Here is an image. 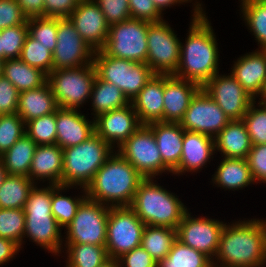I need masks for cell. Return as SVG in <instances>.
Here are the masks:
<instances>
[{"mask_svg": "<svg viewBox=\"0 0 266 267\" xmlns=\"http://www.w3.org/2000/svg\"><path fill=\"white\" fill-rule=\"evenodd\" d=\"M230 120H242L255 99L230 75H214L203 87Z\"/></svg>", "mask_w": 266, "mask_h": 267, "instance_id": "obj_17", "label": "cell"}, {"mask_svg": "<svg viewBox=\"0 0 266 267\" xmlns=\"http://www.w3.org/2000/svg\"><path fill=\"white\" fill-rule=\"evenodd\" d=\"M3 64H4V60L0 58V77L3 76Z\"/></svg>", "mask_w": 266, "mask_h": 267, "instance_id": "obj_58", "label": "cell"}, {"mask_svg": "<svg viewBox=\"0 0 266 267\" xmlns=\"http://www.w3.org/2000/svg\"><path fill=\"white\" fill-rule=\"evenodd\" d=\"M3 76L10 80L19 92L33 90L47 82V75L31 67L20 58L4 60Z\"/></svg>", "mask_w": 266, "mask_h": 267, "instance_id": "obj_30", "label": "cell"}, {"mask_svg": "<svg viewBox=\"0 0 266 267\" xmlns=\"http://www.w3.org/2000/svg\"><path fill=\"white\" fill-rule=\"evenodd\" d=\"M131 19L149 23L162 21L163 15L156 8L153 0H128Z\"/></svg>", "mask_w": 266, "mask_h": 267, "instance_id": "obj_48", "label": "cell"}, {"mask_svg": "<svg viewBox=\"0 0 266 267\" xmlns=\"http://www.w3.org/2000/svg\"><path fill=\"white\" fill-rule=\"evenodd\" d=\"M67 247L66 267H99L109 260L105 246L81 243H65Z\"/></svg>", "mask_w": 266, "mask_h": 267, "instance_id": "obj_36", "label": "cell"}, {"mask_svg": "<svg viewBox=\"0 0 266 267\" xmlns=\"http://www.w3.org/2000/svg\"><path fill=\"white\" fill-rule=\"evenodd\" d=\"M37 144L26 133L0 156L8 175H29Z\"/></svg>", "mask_w": 266, "mask_h": 267, "instance_id": "obj_31", "label": "cell"}, {"mask_svg": "<svg viewBox=\"0 0 266 267\" xmlns=\"http://www.w3.org/2000/svg\"><path fill=\"white\" fill-rule=\"evenodd\" d=\"M52 54V70H58L92 64L95 51L79 35L69 18H57V41Z\"/></svg>", "mask_w": 266, "mask_h": 267, "instance_id": "obj_14", "label": "cell"}, {"mask_svg": "<svg viewBox=\"0 0 266 267\" xmlns=\"http://www.w3.org/2000/svg\"><path fill=\"white\" fill-rule=\"evenodd\" d=\"M149 22L129 19L109 26L107 41L101 49L106 55L146 63Z\"/></svg>", "mask_w": 266, "mask_h": 267, "instance_id": "obj_9", "label": "cell"}, {"mask_svg": "<svg viewBox=\"0 0 266 267\" xmlns=\"http://www.w3.org/2000/svg\"><path fill=\"white\" fill-rule=\"evenodd\" d=\"M28 17L24 14L17 0H0V30L27 23Z\"/></svg>", "mask_w": 266, "mask_h": 267, "instance_id": "obj_47", "label": "cell"}, {"mask_svg": "<svg viewBox=\"0 0 266 267\" xmlns=\"http://www.w3.org/2000/svg\"><path fill=\"white\" fill-rule=\"evenodd\" d=\"M232 76L242 85L244 90L255 100L263 99L266 93V50L258 48L235 61Z\"/></svg>", "mask_w": 266, "mask_h": 267, "instance_id": "obj_20", "label": "cell"}, {"mask_svg": "<svg viewBox=\"0 0 266 267\" xmlns=\"http://www.w3.org/2000/svg\"><path fill=\"white\" fill-rule=\"evenodd\" d=\"M3 60L19 58L28 35V25L20 24L0 30Z\"/></svg>", "mask_w": 266, "mask_h": 267, "instance_id": "obj_45", "label": "cell"}, {"mask_svg": "<svg viewBox=\"0 0 266 267\" xmlns=\"http://www.w3.org/2000/svg\"><path fill=\"white\" fill-rule=\"evenodd\" d=\"M58 108L55 96L47 82L39 88L19 94L17 114L25 124L38 117L56 112Z\"/></svg>", "mask_w": 266, "mask_h": 267, "instance_id": "obj_28", "label": "cell"}, {"mask_svg": "<svg viewBox=\"0 0 266 267\" xmlns=\"http://www.w3.org/2000/svg\"><path fill=\"white\" fill-rule=\"evenodd\" d=\"M255 104L256 101L249 106L242 121L250 136L252 145L266 144V102L259 101L257 108Z\"/></svg>", "mask_w": 266, "mask_h": 267, "instance_id": "obj_41", "label": "cell"}, {"mask_svg": "<svg viewBox=\"0 0 266 267\" xmlns=\"http://www.w3.org/2000/svg\"><path fill=\"white\" fill-rule=\"evenodd\" d=\"M20 247L12 240L0 237V265L13 259Z\"/></svg>", "mask_w": 266, "mask_h": 267, "instance_id": "obj_54", "label": "cell"}, {"mask_svg": "<svg viewBox=\"0 0 266 267\" xmlns=\"http://www.w3.org/2000/svg\"><path fill=\"white\" fill-rule=\"evenodd\" d=\"M94 119L100 114L123 108L130 104L128 98L116 85L105 82L96 76L91 97Z\"/></svg>", "mask_w": 266, "mask_h": 267, "instance_id": "obj_32", "label": "cell"}, {"mask_svg": "<svg viewBox=\"0 0 266 267\" xmlns=\"http://www.w3.org/2000/svg\"><path fill=\"white\" fill-rule=\"evenodd\" d=\"M28 34L53 52L57 41V17H31L27 20Z\"/></svg>", "mask_w": 266, "mask_h": 267, "instance_id": "obj_43", "label": "cell"}, {"mask_svg": "<svg viewBox=\"0 0 266 267\" xmlns=\"http://www.w3.org/2000/svg\"><path fill=\"white\" fill-rule=\"evenodd\" d=\"M56 144L62 149L76 146L95 133V120L89 121L77 109L56 111Z\"/></svg>", "mask_w": 266, "mask_h": 267, "instance_id": "obj_22", "label": "cell"}, {"mask_svg": "<svg viewBox=\"0 0 266 267\" xmlns=\"http://www.w3.org/2000/svg\"><path fill=\"white\" fill-rule=\"evenodd\" d=\"M95 133L112 147H120L142 124L132 104L100 114L95 119Z\"/></svg>", "mask_w": 266, "mask_h": 267, "instance_id": "obj_19", "label": "cell"}, {"mask_svg": "<svg viewBox=\"0 0 266 267\" xmlns=\"http://www.w3.org/2000/svg\"><path fill=\"white\" fill-rule=\"evenodd\" d=\"M34 186L27 176L7 175L0 186V208L23 209Z\"/></svg>", "mask_w": 266, "mask_h": 267, "instance_id": "obj_34", "label": "cell"}, {"mask_svg": "<svg viewBox=\"0 0 266 267\" xmlns=\"http://www.w3.org/2000/svg\"><path fill=\"white\" fill-rule=\"evenodd\" d=\"M215 151L226 158L247 159L252 143L242 120H231L214 138Z\"/></svg>", "mask_w": 266, "mask_h": 267, "instance_id": "obj_27", "label": "cell"}, {"mask_svg": "<svg viewBox=\"0 0 266 267\" xmlns=\"http://www.w3.org/2000/svg\"><path fill=\"white\" fill-rule=\"evenodd\" d=\"M146 63L154 74L174 75L180 62L181 42L168 23H150L147 32Z\"/></svg>", "mask_w": 266, "mask_h": 267, "instance_id": "obj_13", "label": "cell"}, {"mask_svg": "<svg viewBox=\"0 0 266 267\" xmlns=\"http://www.w3.org/2000/svg\"><path fill=\"white\" fill-rule=\"evenodd\" d=\"M113 148L94 133L82 143L63 149L62 185L85 189L113 154Z\"/></svg>", "mask_w": 266, "mask_h": 267, "instance_id": "obj_6", "label": "cell"}, {"mask_svg": "<svg viewBox=\"0 0 266 267\" xmlns=\"http://www.w3.org/2000/svg\"><path fill=\"white\" fill-rule=\"evenodd\" d=\"M93 64L97 76L120 88L130 102L154 75L147 63L115 58L102 50L95 51Z\"/></svg>", "mask_w": 266, "mask_h": 267, "instance_id": "obj_7", "label": "cell"}, {"mask_svg": "<svg viewBox=\"0 0 266 267\" xmlns=\"http://www.w3.org/2000/svg\"><path fill=\"white\" fill-rule=\"evenodd\" d=\"M241 2L240 8L246 25L260 44L259 48L266 50V1L241 0Z\"/></svg>", "mask_w": 266, "mask_h": 267, "instance_id": "obj_38", "label": "cell"}, {"mask_svg": "<svg viewBox=\"0 0 266 267\" xmlns=\"http://www.w3.org/2000/svg\"><path fill=\"white\" fill-rule=\"evenodd\" d=\"M24 232V209L0 208V237L14 241L21 248Z\"/></svg>", "mask_w": 266, "mask_h": 267, "instance_id": "obj_40", "label": "cell"}, {"mask_svg": "<svg viewBox=\"0 0 266 267\" xmlns=\"http://www.w3.org/2000/svg\"><path fill=\"white\" fill-rule=\"evenodd\" d=\"M23 62L31 67H35L48 75L52 71L53 54L52 51L29 34L19 57Z\"/></svg>", "mask_w": 266, "mask_h": 267, "instance_id": "obj_39", "label": "cell"}, {"mask_svg": "<svg viewBox=\"0 0 266 267\" xmlns=\"http://www.w3.org/2000/svg\"><path fill=\"white\" fill-rule=\"evenodd\" d=\"M176 240V229L166 226L146 225L142 234L141 246L158 263L168 255Z\"/></svg>", "mask_w": 266, "mask_h": 267, "instance_id": "obj_33", "label": "cell"}, {"mask_svg": "<svg viewBox=\"0 0 266 267\" xmlns=\"http://www.w3.org/2000/svg\"><path fill=\"white\" fill-rule=\"evenodd\" d=\"M96 76V69L92 63L78 68L52 70L47 75V83L58 107L79 110L91 97Z\"/></svg>", "mask_w": 266, "mask_h": 267, "instance_id": "obj_8", "label": "cell"}, {"mask_svg": "<svg viewBox=\"0 0 266 267\" xmlns=\"http://www.w3.org/2000/svg\"><path fill=\"white\" fill-rule=\"evenodd\" d=\"M51 202L52 185L37 188L35 184L23 208L25 213L24 237H29L33 240L32 242L57 255L61 253L63 242L61 227L51 212Z\"/></svg>", "mask_w": 266, "mask_h": 267, "instance_id": "obj_5", "label": "cell"}, {"mask_svg": "<svg viewBox=\"0 0 266 267\" xmlns=\"http://www.w3.org/2000/svg\"><path fill=\"white\" fill-rule=\"evenodd\" d=\"M144 178L135 193L131 208L145 225L176 229L187 211L177 195Z\"/></svg>", "mask_w": 266, "mask_h": 267, "instance_id": "obj_4", "label": "cell"}, {"mask_svg": "<svg viewBox=\"0 0 266 267\" xmlns=\"http://www.w3.org/2000/svg\"><path fill=\"white\" fill-rule=\"evenodd\" d=\"M145 224L130 206L110 207L106 249L110 259H118L141 245Z\"/></svg>", "mask_w": 266, "mask_h": 267, "instance_id": "obj_10", "label": "cell"}, {"mask_svg": "<svg viewBox=\"0 0 266 267\" xmlns=\"http://www.w3.org/2000/svg\"><path fill=\"white\" fill-rule=\"evenodd\" d=\"M212 181L218 187L230 190H239L255 183L247 159L226 157L217 167Z\"/></svg>", "mask_w": 266, "mask_h": 267, "instance_id": "obj_29", "label": "cell"}, {"mask_svg": "<svg viewBox=\"0 0 266 267\" xmlns=\"http://www.w3.org/2000/svg\"><path fill=\"white\" fill-rule=\"evenodd\" d=\"M183 148L179 166L172 174L180 175L184 172H195L210 162L215 153L214 138L192 131L184 130Z\"/></svg>", "mask_w": 266, "mask_h": 267, "instance_id": "obj_23", "label": "cell"}, {"mask_svg": "<svg viewBox=\"0 0 266 267\" xmlns=\"http://www.w3.org/2000/svg\"><path fill=\"white\" fill-rule=\"evenodd\" d=\"M0 58L3 59V49L1 44V35H0Z\"/></svg>", "mask_w": 266, "mask_h": 267, "instance_id": "obj_59", "label": "cell"}, {"mask_svg": "<svg viewBox=\"0 0 266 267\" xmlns=\"http://www.w3.org/2000/svg\"><path fill=\"white\" fill-rule=\"evenodd\" d=\"M17 2L28 18L44 16V0H17Z\"/></svg>", "mask_w": 266, "mask_h": 267, "instance_id": "obj_53", "label": "cell"}, {"mask_svg": "<svg viewBox=\"0 0 266 267\" xmlns=\"http://www.w3.org/2000/svg\"><path fill=\"white\" fill-rule=\"evenodd\" d=\"M25 132L37 145L56 144V112L28 121Z\"/></svg>", "mask_w": 266, "mask_h": 267, "instance_id": "obj_42", "label": "cell"}, {"mask_svg": "<svg viewBox=\"0 0 266 267\" xmlns=\"http://www.w3.org/2000/svg\"><path fill=\"white\" fill-rule=\"evenodd\" d=\"M248 1H266V0H248Z\"/></svg>", "mask_w": 266, "mask_h": 267, "instance_id": "obj_60", "label": "cell"}, {"mask_svg": "<svg viewBox=\"0 0 266 267\" xmlns=\"http://www.w3.org/2000/svg\"><path fill=\"white\" fill-rule=\"evenodd\" d=\"M224 225L217 219L195 218L187 210L176 228L177 240L205 254L214 262Z\"/></svg>", "mask_w": 266, "mask_h": 267, "instance_id": "obj_16", "label": "cell"}, {"mask_svg": "<svg viewBox=\"0 0 266 267\" xmlns=\"http://www.w3.org/2000/svg\"><path fill=\"white\" fill-rule=\"evenodd\" d=\"M156 8L162 14L163 10L175 4L184 3V0H153Z\"/></svg>", "mask_w": 266, "mask_h": 267, "instance_id": "obj_55", "label": "cell"}, {"mask_svg": "<svg viewBox=\"0 0 266 267\" xmlns=\"http://www.w3.org/2000/svg\"><path fill=\"white\" fill-rule=\"evenodd\" d=\"M155 136L163 163L173 172L180 163L184 129L180 123L153 122L147 125Z\"/></svg>", "mask_w": 266, "mask_h": 267, "instance_id": "obj_26", "label": "cell"}, {"mask_svg": "<svg viewBox=\"0 0 266 267\" xmlns=\"http://www.w3.org/2000/svg\"><path fill=\"white\" fill-rule=\"evenodd\" d=\"M157 267H213V261L198 250L176 240Z\"/></svg>", "mask_w": 266, "mask_h": 267, "instance_id": "obj_35", "label": "cell"}, {"mask_svg": "<svg viewBox=\"0 0 266 267\" xmlns=\"http://www.w3.org/2000/svg\"><path fill=\"white\" fill-rule=\"evenodd\" d=\"M201 88L193 81L164 75L163 122L179 123L192 98Z\"/></svg>", "mask_w": 266, "mask_h": 267, "instance_id": "obj_21", "label": "cell"}, {"mask_svg": "<svg viewBox=\"0 0 266 267\" xmlns=\"http://www.w3.org/2000/svg\"><path fill=\"white\" fill-rule=\"evenodd\" d=\"M62 172L63 149L57 144L37 145L28 177L34 183L47 179L50 185H62Z\"/></svg>", "mask_w": 266, "mask_h": 267, "instance_id": "obj_25", "label": "cell"}, {"mask_svg": "<svg viewBox=\"0 0 266 267\" xmlns=\"http://www.w3.org/2000/svg\"><path fill=\"white\" fill-rule=\"evenodd\" d=\"M114 152L85 188L87 198L109 207L131 206L144 177L124 157Z\"/></svg>", "mask_w": 266, "mask_h": 267, "instance_id": "obj_3", "label": "cell"}, {"mask_svg": "<svg viewBox=\"0 0 266 267\" xmlns=\"http://www.w3.org/2000/svg\"><path fill=\"white\" fill-rule=\"evenodd\" d=\"M25 133V122L17 113L0 115V156Z\"/></svg>", "mask_w": 266, "mask_h": 267, "instance_id": "obj_44", "label": "cell"}, {"mask_svg": "<svg viewBox=\"0 0 266 267\" xmlns=\"http://www.w3.org/2000/svg\"><path fill=\"white\" fill-rule=\"evenodd\" d=\"M109 206L86 198L72 222L66 226V243L105 246Z\"/></svg>", "mask_w": 266, "mask_h": 267, "instance_id": "obj_12", "label": "cell"}, {"mask_svg": "<svg viewBox=\"0 0 266 267\" xmlns=\"http://www.w3.org/2000/svg\"><path fill=\"white\" fill-rule=\"evenodd\" d=\"M116 152L144 178H154L166 171L172 173L163 163L153 131L147 125H141Z\"/></svg>", "mask_w": 266, "mask_h": 267, "instance_id": "obj_11", "label": "cell"}, {"mask_svg": "<svg viewBox=\"0 0 266 267\" xmlns=\"http://www.w3.org/2000/svg\"><path fill=\"white\" fill-rule=\"evenodd\" d=\"M19 94L10 80L0 77V115L17 113Z\"/></svg>", "mask_w": 266, "mask_h": 267, "instance_id": "obj_49", "label": "cell"}, {"mask_svg": "<svg viewBox=\"0 0 266 267\" xmlns=\"http://www.w3.org/2000/svg\"><path fill=\"white\" fill-rule=\"evenodd\" d=\"M109 25L131 19L128 0H94Z\"/></svg>", "mask_w": 266, "mask_h": 267, "instance_id": "obj_46", "label": "cell"}, {"mask_svg": "<svg viewBox=\"0 0 266 267\" xmlns=\"http://www.w3.org/2000/svg\"><path fill=\"white\" fill-rule=\"evenodd\" d=\"M215 267H264L266 263V221L251 219L224 225Z\"/></svg>", "mask_w": 266, "mask_h": 267, "instance_id": "obj_2", "label": "cell"}, {"mask_svg": "<svg viewBox=\"0 0 266 267\" xmlns=\"http://www.w3.org/2000/svg\"><path fill=\"white\" fill-rule=\"evenodd\" d=\"M230 121L219 105L201 88L192 98L179 123L186 131L215 138Z\"/></svg>", "mask_w": 266, "mask_h": 267, "instance_id": "obj_15", "label": "cell"}, {"mask_svg": "<svg viewBox=\"0 0 266 267\" xmlns=\"http://www.w3.org/2000/svg\"><path fill=\"white\" fill-rule=\"evenodd\" d=\"M247 161L255 182L266 183V144L252 145Z\"/></svg>", "mask_w": 266, "mask_h": 267, "instance_id": "obj_50", "label": "cell"}, {"mask_svg": "<svg viewBox=\"0 0 266 267\" xmlns=\"http://www.w3.org/2000/svg\"><path fill=\"white\" fill-rule=\"evenodd\" d=\"M7 175V171L5 170L3 163L0 159V186L2 185V182L4 181Z\"/></svg>", "mask_w": 266, "mask_h": 267, "instance_id": "obj_57", "label": "cell"}, {"mask_svg": "<svg viewBox=\"0 0 266 267\" xmlns=\"http://www.w3.org/2000/svg\"><path fill=\"white\" fill-rule=\"evenodd\" d=\"M197 4V5H196ZM192 23L185 45H180V62L173 75L203 87L219 73L217 40L201 3L194 5Z\"/></svg>", "mask_w": 266, "mask_h": 267, "instance_id": "obj_1", "label": "cell"}, {"mask_svg": "<svg viewBox=\"0 0 266 267\" xmlns=\"http://www.w3.org/2000/svg\"><path fill=\"white\" fill-rule=\"evenodd\" d=\"M79 0H44V17L68 18Z\"/></svg>", "mask_w": 266, "mask_h": 267, "instance_id": "obj_52", "label": "cell"}, {"mask_svg": "<svg viewBox=\"0 0 266 267\" xmlns=\"http://www.w3.org/2000/svg\"><path fill=\"white\" fill-rule=\"evenodd\" d=\"M67 188L69 186L52 185L51 212L60 227H66L72 222L78 207L87 198L86 189L82 190L85 193L79 198L61 195L60 192Z\"/></svg>", "mask_w": 266, "mask_h": 267, "instance_id": "obj_37", "label": "cell"}, {"mask_svg": "<svg viewBox=\"0 0 266 267\" xmlns=\"http://www.w3.org/2000/svg\"><path fill=\"white\" fill-rule=\"evenodd\" d=\"M117 260L120 267H157L158 264L141 245L123 254Z\"/></svg>", "mask_w": 266, "mask_h": 267, "instance_id": "obj_51", "label": "cell"}, {"mask_svg": "<svg viewBox=\"0 0 266 267\" xmlns=\"http://www.w3.org/2000/svg\"><path fill=\"white\" fill-rule=\"evenodd\" d=\"M164 75L154 74L131 100L142 125L163 122Z\"/></svg>", "mask_w": 266, "mask_h": 267, "instance_id": "obj_24", "label": "cell"}, {"mask_svg": "<svg viewBox=\"0 0 266 267\" xmlns=\"http://www.w3.org/2000/svg\"><path fill=\"white\" fill-rule=\"evenodd\" d=\"M68 18L79 35L94 51L103 48L108 38L110 25L94 0L79 1Z\"/></svg>", "mask_w": 266, "mask_h": 267, "instance_id": "obj_18", "label": "cell"}, {"mask_svg": "<svg viewBox=\"0 0 266 267\" xmlns=\"http://www.w3.org/2000/svg\"><path fill=\"white\" fill-rule=\"evenodd\" d=\"M99 267H120L117 259H109Z\"/></svg>", "mask_w": 266, "mask_h": 267, "instance_id": "obj_56", "label": "cell"}]
</instances>
